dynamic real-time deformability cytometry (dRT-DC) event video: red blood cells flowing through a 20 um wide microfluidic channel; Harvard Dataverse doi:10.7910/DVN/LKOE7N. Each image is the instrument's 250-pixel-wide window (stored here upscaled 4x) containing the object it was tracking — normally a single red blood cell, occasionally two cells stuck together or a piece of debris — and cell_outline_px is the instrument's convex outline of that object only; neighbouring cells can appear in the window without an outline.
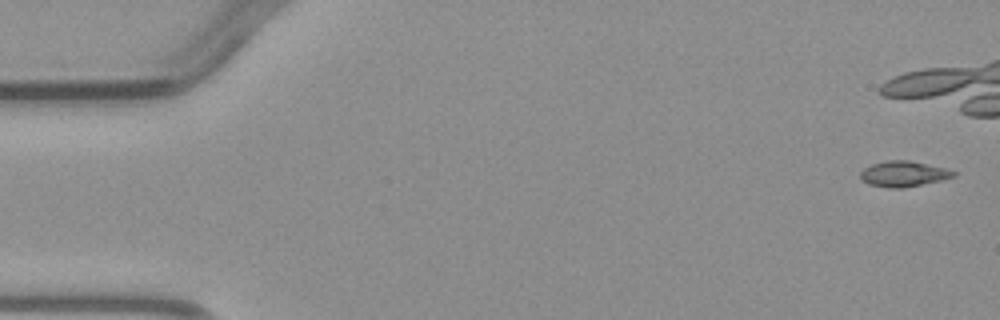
{"species": "common noctule bat (a hibernating species)", "species_latin": "Nyctalus noctula", "temperature_condition": "warm", "stored_images_in_passage": 5, "camera_frame_rate_fps": 3000, "um_per_image_px": 0.085, "animal": {"sex": "male", "body_mass_g": 23.1, "forearm_length_mm": 52.7}, "frame": {"image": 1, "passage_image": 1, "time_ms": 0.0, "image_size_px": [1000, 320], "cell_outline_px": [[956, 176], [940, 180], [904, 188], [888, 188], [868, 184], [860, 176], [860, 172], [864, 168], [872, 164], [888, 160], [908, 160], [944, 168], [956, 172]], "centroid_in_image_um": [76.78, 14.78], "position_along_channel_um": 8.2, "area_um2": 13.7}}